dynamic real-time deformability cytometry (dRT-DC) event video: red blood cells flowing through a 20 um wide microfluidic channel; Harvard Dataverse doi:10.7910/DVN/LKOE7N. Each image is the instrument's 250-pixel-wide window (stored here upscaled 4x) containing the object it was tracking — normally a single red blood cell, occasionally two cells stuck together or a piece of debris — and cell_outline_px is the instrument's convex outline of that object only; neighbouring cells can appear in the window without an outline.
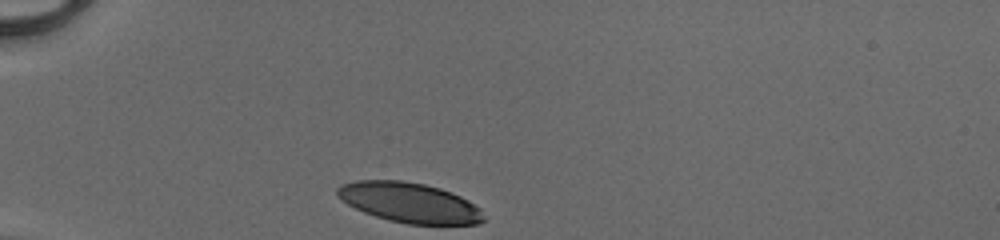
{"species": "human", "species_latin": "Homo sapiens", "temperature_condition": "cold", "stored_images_in_passage": 29, "camera_frame_rate_fps": 3000, "um_per_image_px": 0.085, "donor": {"sex": "male"}, "frame": {"image": 1, "passage_image": 1, "time_ms": 0.0, "image_size_px": [1000, 240], "cell_outline_px": [[484, 220], [476, 224], [408, 224], [388, 220], [364, 212], [348, 204], [336, 192], [336, 188], [340, 184], [356, 180], [404, 180], [424, 184], [440, 188], [452, 192], [468, 200], [480, 208], [484, 216]], "centroid_in_image_um": [34.81, 17.21], "position_along_channel_um": 50.2, "area_um2": 34.04}}
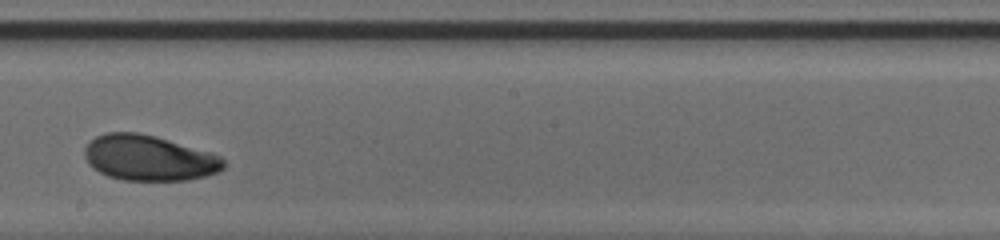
{"frame": {"image": 2, "passage_image": 17, "time_ms": 5.333, "image_size_px": [1000, 240], "cell_outline_px": [[224, 168], [216, 172], [204, 176], [188, 180], [124, 180], [108, 176], [92, 168], [88, 164], [84, 156], [84, 148], [96, 136], [108, 132], [136, 132], [156, 136], [212, 152], [220, 156], [224, 160]], "centroid_in_image_um": [12.65, 13.42], "position_along_channel_um": 235.6, "area_um2": 36.88}}
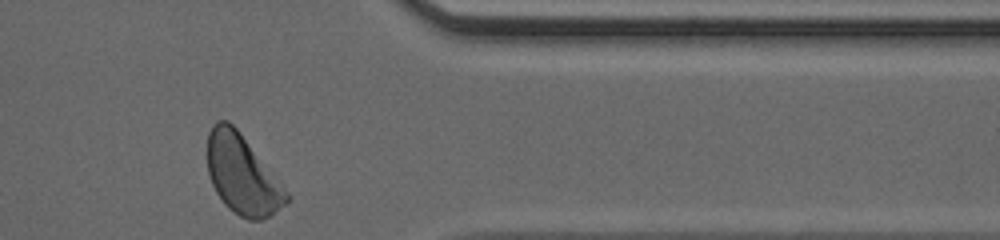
{"frame": {"image": 3, "passage_image": 29, "time_ms": 9.333, "image_size_px": [1000, 240], "cell_outline_px": [[288, 200], [284, 204], [268, 216], [260, 220], [248, 220], [240, 216], [228, 208], [224, 204], [216, 192], [212, 184], [208, 172], [208, 132], [212, 124], [216, 120], [228, 120], [236, 128], [288, 192]], "centroid_in_image_um": [20.55, 14.84], "position_along_channel_um": 390.8, "area_um2": 35.84}, "authors_computed_cell_mechanics": {"area_um2": 36.4718, "velocity_mm_per_s": 4.0914, "shape_relaxation_time_tau1_ms": 3.863, "shape_relaxation_time_tau2_ms": 5.5639, "deformation_change_tau1": 0.1391, "deformation_change_tau2": 0.1027}}